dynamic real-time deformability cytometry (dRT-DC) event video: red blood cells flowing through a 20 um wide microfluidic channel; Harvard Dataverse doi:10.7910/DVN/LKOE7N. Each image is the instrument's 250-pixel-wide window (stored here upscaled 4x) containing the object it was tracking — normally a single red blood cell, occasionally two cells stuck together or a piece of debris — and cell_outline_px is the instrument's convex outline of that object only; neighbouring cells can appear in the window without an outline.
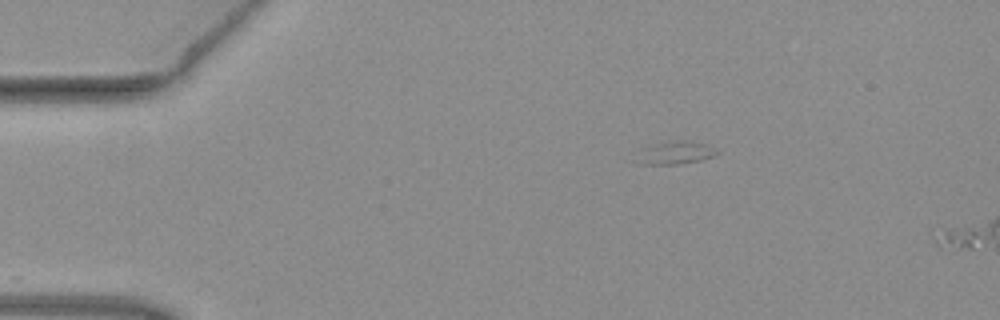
{"species": "common noctule bat (a hibernating species)", "species_latin": "Nyctalus noctula", "temperature_condition": "warm", "stored_images_in_passage": 5, "camera_frame_rate_fps": 3000, "um_per_image_px": 0.085, "animal": {"sex": "female", "body_mass_g": 19.3, "forearm_length_mm": 54.1}, "frame": {"image": 1, "passage_image": 1, "time_ms": 0.0, "image_size_px": [1000, 320], "cell_outline_px": [[720, 152], [712, 156], [700, 160], [680, 164], [644, 164], [632, 160], [644, 148], [656, 144], [684, 140], [688, 140], [704, 144]], "centroid_in_image_um": [57.36, 13.01], "position_along_channel_um": 27.6, "area_um2": 10.4}}